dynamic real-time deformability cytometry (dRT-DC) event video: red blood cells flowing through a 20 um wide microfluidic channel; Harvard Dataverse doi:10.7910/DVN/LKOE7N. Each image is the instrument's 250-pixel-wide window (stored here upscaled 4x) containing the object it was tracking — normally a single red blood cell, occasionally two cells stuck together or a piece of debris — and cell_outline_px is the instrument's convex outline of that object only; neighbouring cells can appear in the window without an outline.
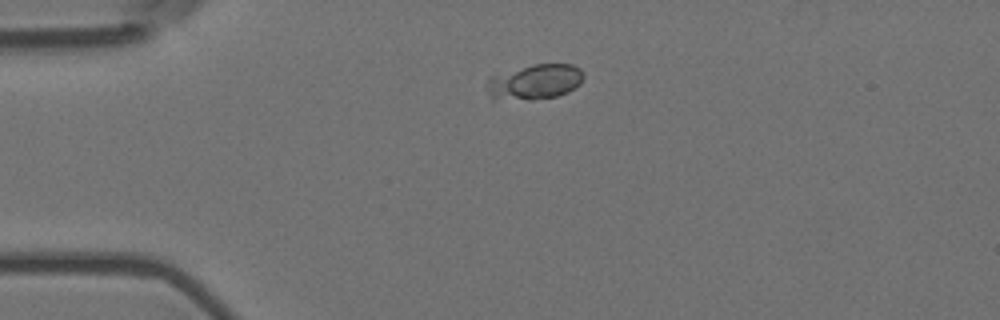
{"species": "Egyptian fruit bat (a non-hibernating species)", "species_latin": "Rousettus aegyptiacus", "temperature_condition": "room temperature", "stored_images_in_passage": 4, "camera_frame_rate_fps": 3000, "um_per_image_px": 0.085, "animal": {"sex": "female"}, "frame": {"image": 1, "passage_image": 2, "time_ms": 0.333, "image_size_px": [1000, 320], "cell_outline_px": [[584, 76], [580, 84], [568, 92], [556, 96], [532, 100], [492, 100], [488, 92], [488, 76], [532, 64], [572, 64], [580, 68]], "centroid_in_image_um": [45.43, 6.97], "position_along_channel_um": 39.6, "area_um2": 20.11}}
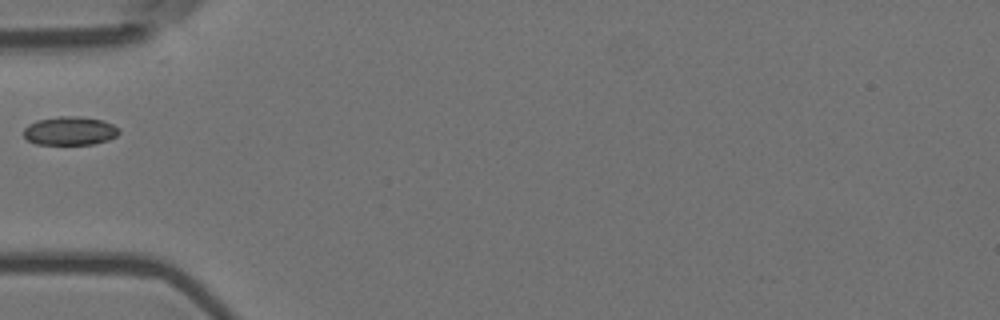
{"frame": {"image": 2, "passage_image": 3, "time_ms": 0.667, "image_size_px": [1000, 320], "cell_outline_px": [[120, 132], [116, 136], [108, 140], [92, 144], [36, 144], [28, 140], [24, 136], [24, 128], [28, 124], [36, 120], [60, 116], [80, 116], [104, 120], [120, 128]], "centroid_in_image_um": [5.95, 11.11], "position_along_channel_um": 79.0, "area_um2": 16.01}}
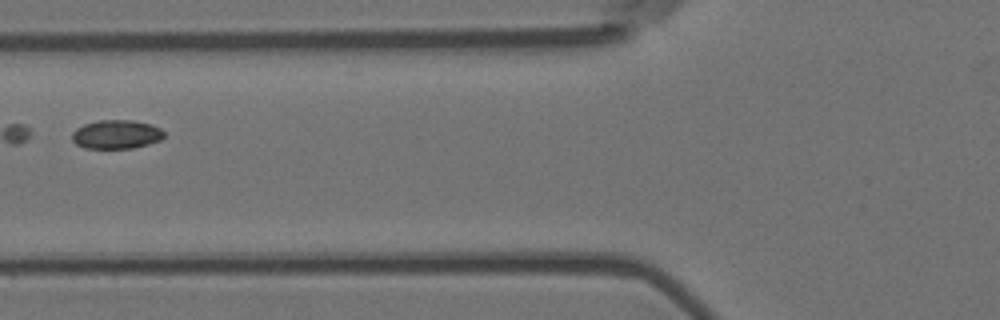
{"frame": {"image": 3, "passage_image": 4, "time_ms": 1.0, "image_size_px": [1000, 320], "cell_outline_px": [[164, 136], [160, 140], [148, 144], [132, 148], [84, 148], [76, 144], [72, 140], [72, 132], [76, 128], [84, 124], [96, 120], [132, 120], [152, 124], [160, 128], [164, 132]], "centroid_in_image_um": [9.88, 11.41], "position_along_channel_um": 115.9, "area_um2": 15.55}}